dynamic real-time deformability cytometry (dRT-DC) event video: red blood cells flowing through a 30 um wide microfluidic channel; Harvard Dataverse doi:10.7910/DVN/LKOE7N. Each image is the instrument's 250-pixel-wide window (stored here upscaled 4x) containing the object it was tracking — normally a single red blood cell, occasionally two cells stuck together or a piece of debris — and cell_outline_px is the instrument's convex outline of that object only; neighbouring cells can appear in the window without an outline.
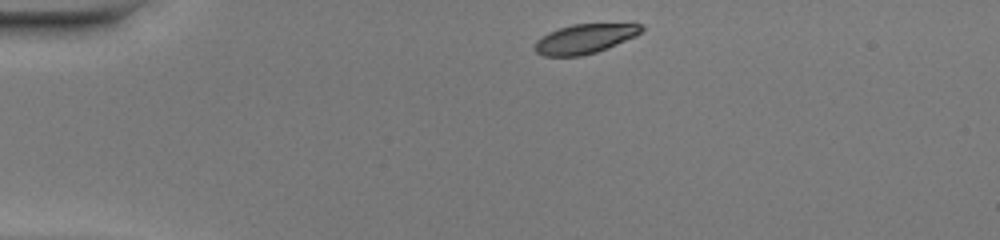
{"species": "common noctule bat (a hibernating species)", "species_latin": "Nyctalus noctula", "temperature_condition": "warm", "stored_images_in_passage": 41, "camera_frame_rate_fps": 3000, "um_per_image_px": 0.085, "animal": {"sex": "female", "body_mass_g": 20.0, "forearm_length_mm": 54.0}, "frame": {"image": 1, "passage_image": 1, "time_ms": 0.0, "image_size_px": [1000, 240], "cell_outline_px": [[644, 28], [636, 36], [596, 52], [580, 56], [544, 56], [536, 52], [532, 48], [536, 40], [548, 32], [572, 24], [640, 24]], "centroid_in_image_um": [49.64, 3.3], "position_along_channel_um": 35.4, "area_um2": 18.15}}
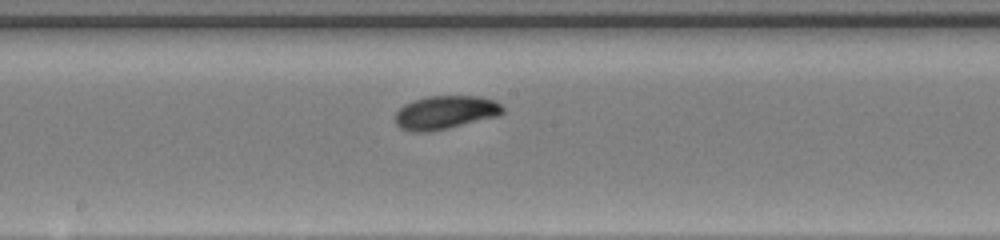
{"frame": {"image": 2, "passage_image": 18, "time_ms": 5.667, "image_size_px": [1000, 240], "cell_outline_px": [[504, 112], [500, 116], [448, 128], [428, 132], [412, 132], [400, 128], [396, 124], [396, 112], [404, 104], [428, 96], [480, 96], [496, 100], [504, 108]], "centroid_in_image_um": [37.89, 9.56], "position_along_channel_um": 210.3, "area_um2": 21.1}}
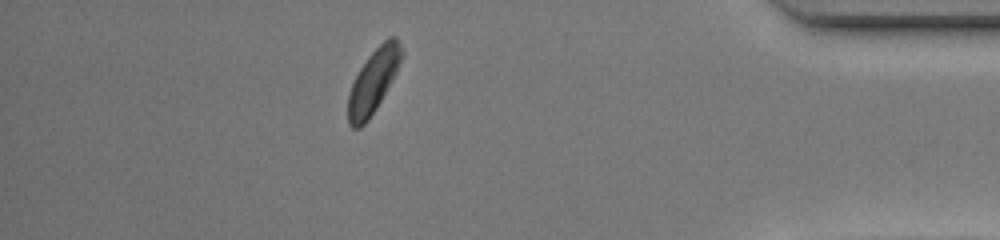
{"frame": {"image": 3, "passage_image": 35, "time_ms": 11.333, "image_size_px": [1000, 240], "cell_outline_px": [[404, 56], [392, 80], [376, 108], [368, 120], [360, 128], [352, 128], [348, 124], [348, 96], [352, 84], [360, 68], [368, 56], [388, 36], [396, 36], [404, 52]], "centroid_in_image_um": [31.75, 6.88], "position_along_channel_um": 403.5, "area_um2": 19.71}, "authors_computed_cell_mechanics": {"area_um2": 19.9988, "velocity_mm_per_s": 4.0768, "shape_relaxation_time_tau1_ms": 1.932, "shape_relaxation_time_tau2_ms": null, "deformation_change_tau1": 0.107, "deformation_change_tau2": null}}